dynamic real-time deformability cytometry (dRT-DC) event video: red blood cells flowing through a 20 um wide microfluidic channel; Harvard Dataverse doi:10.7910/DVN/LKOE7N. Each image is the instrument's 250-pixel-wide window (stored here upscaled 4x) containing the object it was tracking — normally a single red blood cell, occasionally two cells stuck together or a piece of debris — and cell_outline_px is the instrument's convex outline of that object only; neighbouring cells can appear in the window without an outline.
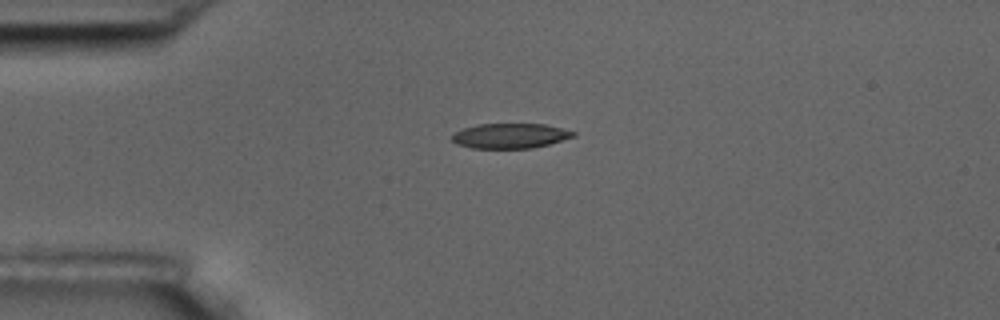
{"species": "common noctule bat (a hibernating species)", "species_latin": "Nyctalus noctula", "temperature_condition": "room temperature", "stored_images_in_passage": 6, "camera_frame_rate_fps": 3000, "um_per_image_px": 0.085, "animal": {"sex": "male", "body_mass_g": 17.5, "forearm_length_mm": 52.3}, "frame": {"image": 1, "passage_image": 6, "time_ms": 6.0, "image_size_px": [1000, 320], "cell_outline_px": [[576, 136], [548, 144], [532, 148], [472, 148], [456, 144], [452, 140], [452, 136], [456, 132], [464, 128], [480, 124], [544, 124], [576, 132]], "centroid_in_image_um": [43.37, 11.55], "position_along_channel_um": 41.6, "area_um2": 17.46}}